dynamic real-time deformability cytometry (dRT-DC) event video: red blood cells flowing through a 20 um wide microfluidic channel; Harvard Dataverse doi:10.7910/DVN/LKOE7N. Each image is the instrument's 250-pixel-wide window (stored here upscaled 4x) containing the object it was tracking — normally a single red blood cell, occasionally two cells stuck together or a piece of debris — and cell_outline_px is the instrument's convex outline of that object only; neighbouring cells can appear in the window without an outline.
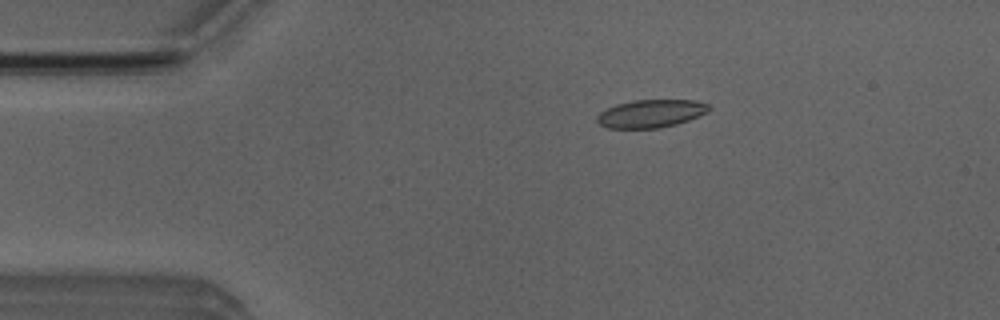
{"species": "Egyptian fruit bat (a non-hibernating species)", "species_latin": "Rousettus aegyptiacus", "temperature_condition": "room temperature", "stored_images_in_passage": 51, "camera_frame_rate_fps": 3000, "um_per_image_px": 0.085, "animal": {"sex": "male"}, "frame": {"image": 1, "passage_image": 9, "time_ms": 2.667, "image_size_px": [1000, 320], "cell_outline_px": [[712, 108], [708, 112], [688, 120], [676, 124], [660, 128], [608, 128], [600, 124], [596, 120], [596, 116], [600, 112], [616, 104], [632, 100], [696, 100], [708, 104]], "centroid_in_image_um": [55.33, 9.65], "position_along_channel_um": 29.7, "area_um2": 18.26}}
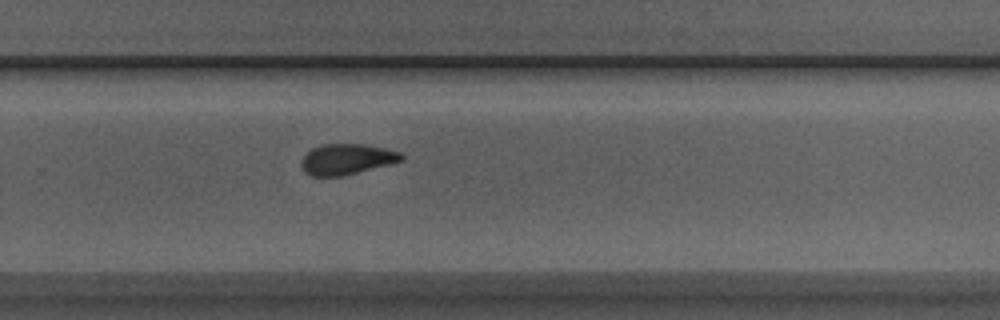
{"frame": {"image": 2, "passage_image": 33, "time_ms": 10.667, "image_size_px": [1000, 320], "cell_outline_px": [[404, 160], [392, 164], [344, 176], [312, 176], [304, 172], [300, 164], [300, 160], [312, 148], [324, 144], [364, 144], [384, 148], [400, 152], [404, 156]], "centroid_in_image_um": [29.49, 13.54], "position_along_channel_um": 300.3, "area_um2": 18.09}}
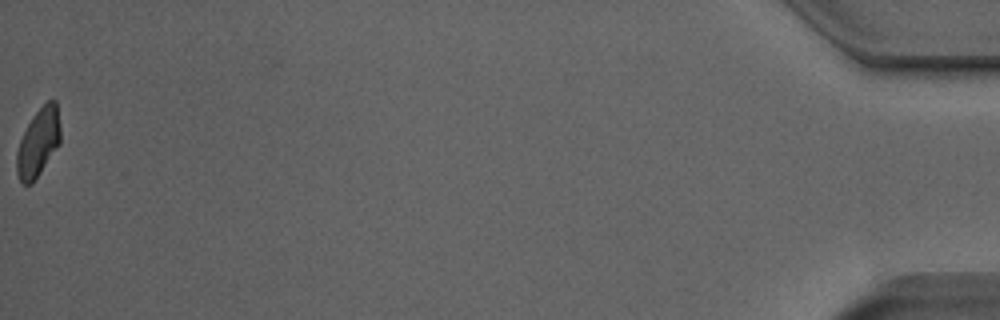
{"frame": {"image": 3, "passage_image": 51, "time_ms": 16.667, "image_size_px": [1000, 320], "cell_outline_px": [[60, 144], [32, 184], [24, 184], [20, 180], [16, 172], [16, 152], [20, 140], [28, 124], [36, 112], [48, 100], [56, 100], [60, 128]], "centroid_in_image_um": [3.25, 12.13], "position_along_channel_um": 431.9, "area_um2": 17.22}, "authors_computed_cell_mechanics": {"area_um2": 18.2648, "velocity_mm_per_s": 3.9931, "shape_relaxation_time_tau1_ms": 5.3645, "shape_relaxation_time_tau2_ms": 1.5444, "deformation_change_tau1": 0.151, "deformation_change_tau2": 0.074}}